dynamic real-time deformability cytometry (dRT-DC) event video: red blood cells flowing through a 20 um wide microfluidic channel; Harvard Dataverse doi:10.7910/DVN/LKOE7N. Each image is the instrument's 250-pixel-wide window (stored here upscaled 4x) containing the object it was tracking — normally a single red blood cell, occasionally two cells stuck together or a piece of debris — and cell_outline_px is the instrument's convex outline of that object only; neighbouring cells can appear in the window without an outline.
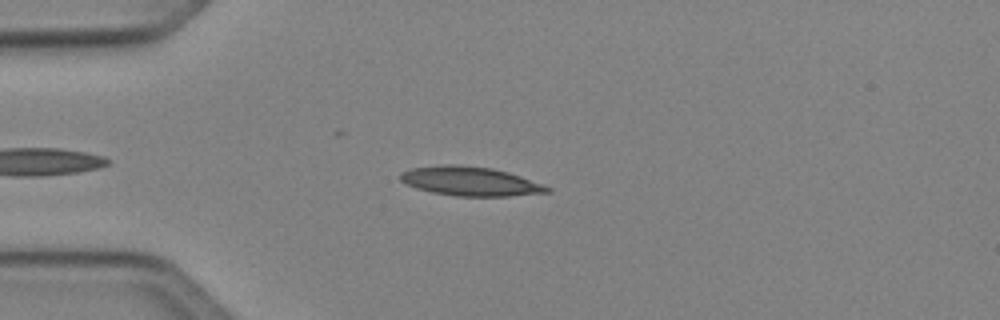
{"species": "Egyptian fruit bat (a non-hibernating species)", "species_latin": "Rousettus aegyptiacus", "temperature_condition": "cold", "stored_images_in_passage": 41, "camera_frame_rate_fps": 3000, "um_per_image_px": 0.085, "animal": {"sex": "female"}, "frame": {"image": 1, "passage_image": 7, "time_ms": 2.0, "image_size_px": [1000, 320], "cell_outline_px": [[552, 192], [508, 196], [456, 196], [432, 192], [416, 188], [400, 180], [400, 172], [412, 168], [440, 164], [456, 164], [492, 168], [508, 172], [544, 184], [552, 188]], "centroid_in_image_um": [39.99, 15.4], "position_along_channel_um": 45.0, "area_um2": 25.03}}
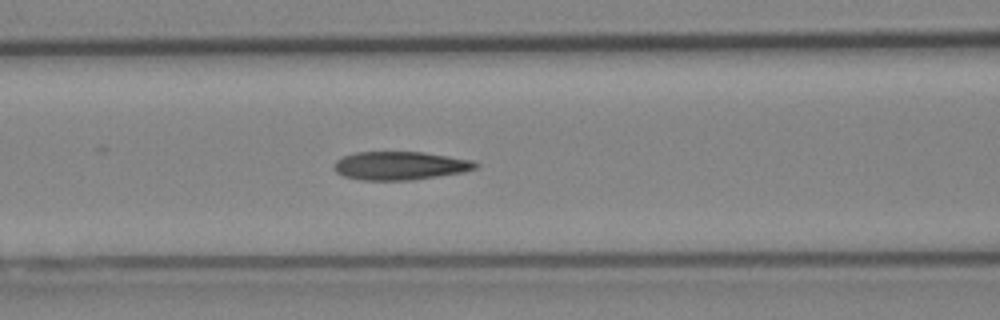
{"frame": {"image": 2, "passage_image": 15, "time_ms": 4.667, "image_size_px": [1000, 320], "cell_outline_px": [[480, 164], [476, 168], [464, 172], [412, 180], [360, 180], [344, 176], [336, 172], [332, 168], [332, 164], [340, 156], [356, 152], [424, 152], [472, 160]], "centroid_in_image_um": [33.96, 14.08], "position_along_channel_um": 132.6, "area_um2": 23.64}}
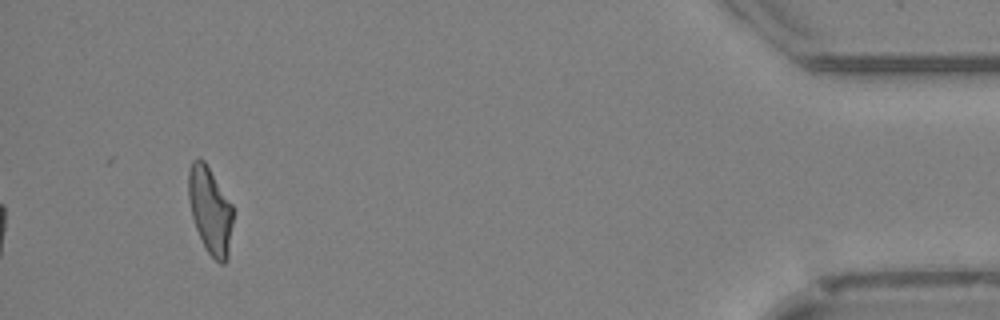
{"frame": {"image": 3, "passage_image": 41, "time_ms": 13.333, "image_size_px": [1000, 320], "cell_outline_px": [[232, 224], [228, 260], [224, 264], [220, 264], [208, 252], [196, 228], [192, 216], [188, 200], [188, 172], [192, 160], [204, 160], [232, 204]], "centroid_in_image_um": [17.86, 17.89], "position_along_channel_um": 417.3, "area_um2": 22.31}, "authors_computed_cell_mechanics": {"area_um2": 22.8888, "velocity_mm_per_s": 4.0836, "shape_relaxation_time_tau1_ms": null, "shape_relaxation_time_tau2_ms": 3.2093, "deformation_change_tau1": null, "deformation_change_tau2": 0.1222}}